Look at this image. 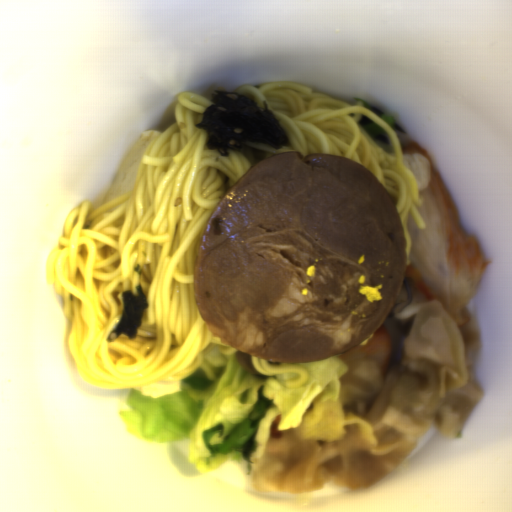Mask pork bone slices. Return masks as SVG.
Here are the masks:
<instances>
[{
    "label": "pork bone slices",
    "mask_w": 512,
    "mask_h": 512,
    "mask_svg": "<svg viewBox=\"0 0 512 512\" xmlns=\"http://www.w3.org/2000/svg\"><path fill=\"white\" fill-rule=\"evenodd\" d=\"M406 260L394 200L363 164L278 153L218 203L193 263V288L224 344L301 364L373 335L401 291Z\"/></svg>",
    "instance_id": "d1f655de"
}]
</instances>
